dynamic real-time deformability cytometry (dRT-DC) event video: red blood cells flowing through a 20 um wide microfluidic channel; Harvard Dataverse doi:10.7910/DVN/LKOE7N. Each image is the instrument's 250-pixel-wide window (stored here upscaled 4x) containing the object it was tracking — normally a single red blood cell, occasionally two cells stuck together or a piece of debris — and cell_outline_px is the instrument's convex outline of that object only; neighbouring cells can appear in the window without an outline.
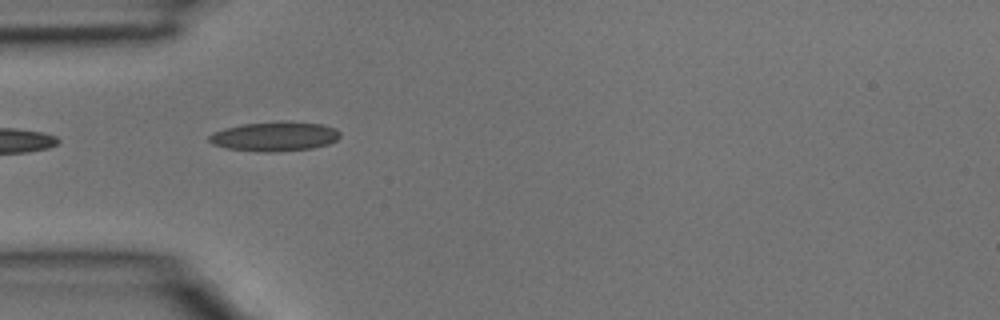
{"species": "common noctule bat (a hibernating species)", "species_latin": "Nyctalus noctula", "temperature_condition": "room temperature", "stored_images_in_passage": 2, "camera_frame_rate_fps": 3000, "um_per_image_px": 0.085, "animal": {"sex": "male", "body_mass_g": 15.6}, "frame": {"image": 1, "passage_image": 2, "time_ms": 0.333, "image_size_px": [1000, 320], "cell_outline_px": [[340, 136], [336, 140], [328, 144], [312, 148], [280, 152], [264, 152], [224, 148], [212, 144], [208, 140], [208, 136], [224, 128], [244, 124], [288, 120], [324, 124], [336, 128], [340, 132]], "centroid_in_image_um": [23.38, 11.59], "position_along_channel_um": 61.6, "area_um2": 22.77}}